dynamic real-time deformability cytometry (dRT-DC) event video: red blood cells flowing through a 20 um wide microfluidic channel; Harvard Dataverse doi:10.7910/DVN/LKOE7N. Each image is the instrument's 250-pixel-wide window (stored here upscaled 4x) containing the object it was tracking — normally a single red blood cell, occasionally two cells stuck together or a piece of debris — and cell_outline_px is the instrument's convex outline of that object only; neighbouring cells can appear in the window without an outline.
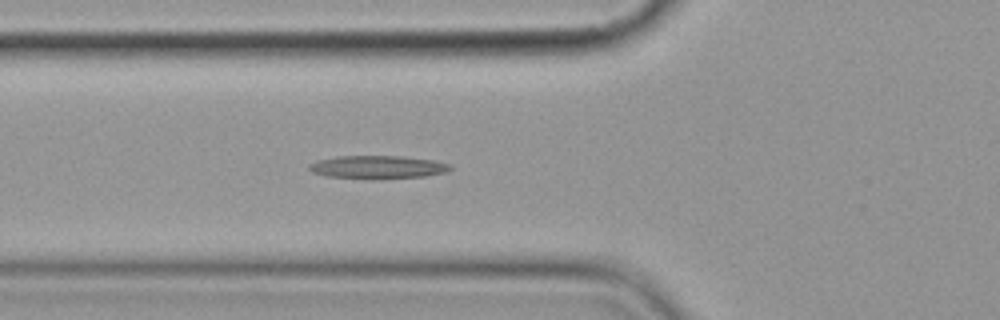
{"species": "common noctule bat (a hibernating species)", "species_latin": "Nyctalus noctula", "temperature_condition": "cold", "stored_images_in_passage": 8, "camera_frame_rate_fps": 3000, "um_per_image_px": 0.085, "animal": {"sex": "female", "body_mass_g": 19.9}, "frame": {"image": 1, "passage_image": 8, "time_ms": 8.0, "image_size_px": [1000, 320], "cell_outline_px": [[452, 168], [444, 172], [424, 176], [324, 176], [312, 172], [308, 168], [308, 164], [316, 160], [336, 156], [400, 156], [432, 160], [452, 164]], "centroid_in_image_um": [32.06, 14.14], "position_along_channel_um": 93.7, "area_um2": 17.86}}